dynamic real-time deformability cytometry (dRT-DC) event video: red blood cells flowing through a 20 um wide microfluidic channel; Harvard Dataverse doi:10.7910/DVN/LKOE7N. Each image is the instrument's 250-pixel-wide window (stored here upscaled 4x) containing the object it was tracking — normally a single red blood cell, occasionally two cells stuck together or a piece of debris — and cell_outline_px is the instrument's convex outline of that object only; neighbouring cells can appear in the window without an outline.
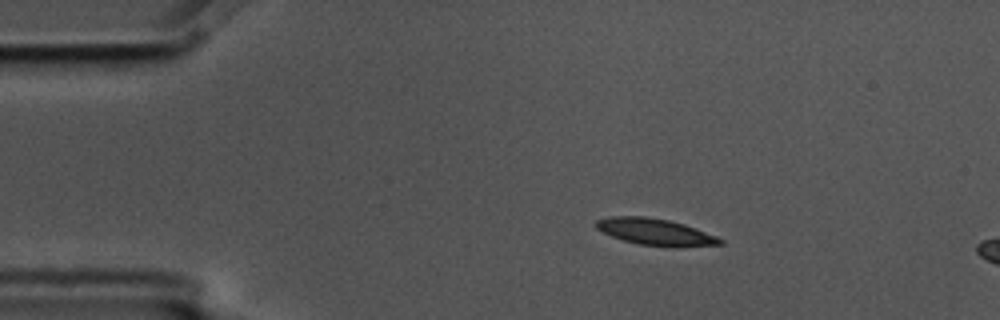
{"species": "common noctule bat (a hibernating species)", "species_latin": "Nyctalus noctula", "temperature_condition": "cold", "stored_images_in_passage": 3, "camera_frame_rate_fps": 3000, "um_per_image_px": 0.085, "animal": {"sex": "male", "body_mass_g": 17.5, "forearm_length_mm": 52.3}, "frame": {"image": 1, "passage_image": 2, "time_ms": 0.333, "image_size_px": [1000, 320], "cell_outline_px": [[724, 244], [676, 248], [672, 248], [640, 244], [624, 240], [612, 236], [596, 228], [596, 220], [608, 216], [644, 216], [668, 220], [684, 224], [696, 228], [716, 236], [724, 240]], "centroid_in_image_um": [55.75, 19.72], "position_along_channel_um": 29.3, "area_um2": 19.36}}